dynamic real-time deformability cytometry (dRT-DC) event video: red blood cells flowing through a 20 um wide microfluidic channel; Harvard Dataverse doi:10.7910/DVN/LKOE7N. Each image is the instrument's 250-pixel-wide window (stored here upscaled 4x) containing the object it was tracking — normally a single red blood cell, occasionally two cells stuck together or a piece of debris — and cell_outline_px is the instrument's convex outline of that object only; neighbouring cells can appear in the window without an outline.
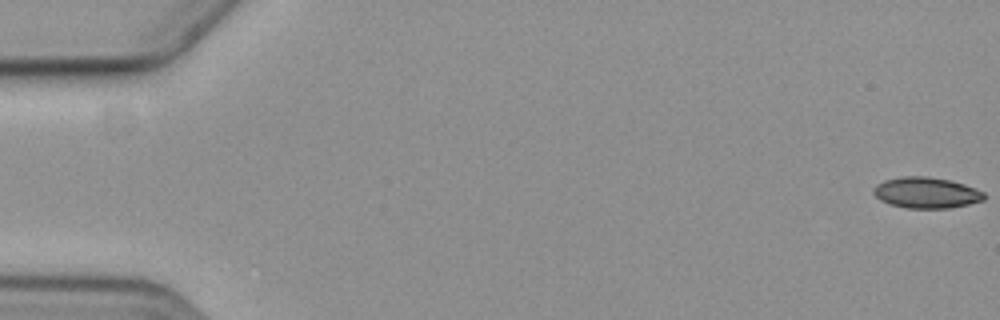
{"species": "common noctule bat (a hibernating species)", "species_latin": "Nyctalus noctula", "temperature_condition": "cold", "stored_images_in_passage": 5, "segment_of_instrument_passage": [1, 2], "camera_frame_rate_fps": 3000, "um_per_image_px": 0.085, "animal": {"sex": "female", "body_mass_g": 19.3, "forearm_length_mm": 54.1}, "frame": {"image": 1, "passage_image": 1, "time_ms": 0.0, "image_size_px": [1000, 320], "cell_outline_px": [[984, 200], [968, 204], [948, 208], [908, 208], [888, 204], [880, 200], [872, 192], [872, 188], [876, 184], [884, 180], [904, 176], [924, 176], [948, 180], [964, 184], [984, 192]], "centroid_in_image_um": [78.69, 16.38], "position_along_channel_um": 6.3, "area_um2": 19.88}}